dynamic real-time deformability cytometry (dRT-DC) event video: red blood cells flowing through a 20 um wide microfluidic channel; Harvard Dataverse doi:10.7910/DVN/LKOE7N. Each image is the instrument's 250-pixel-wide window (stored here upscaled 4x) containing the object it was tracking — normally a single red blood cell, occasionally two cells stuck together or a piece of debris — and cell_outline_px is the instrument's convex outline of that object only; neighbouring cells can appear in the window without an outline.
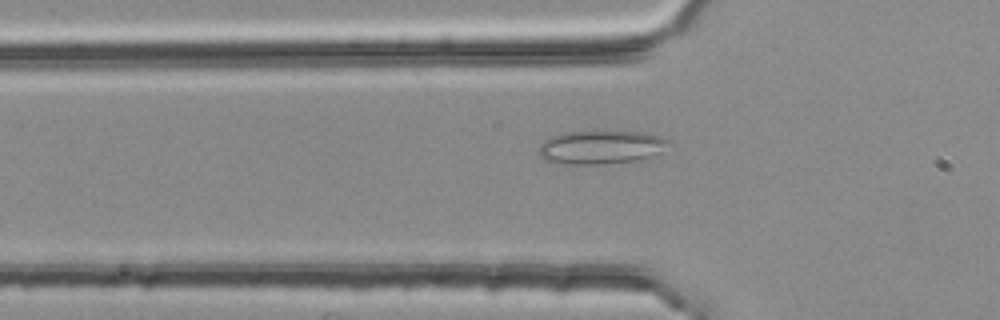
{"species": "common noctule bat (a hibernating species)", "species_latin": "Nyctalus noctula", "temperature_condition": "room temperature", "stored_images_in_passage": 4, "camera_frame_rate_fps": 3000, "um_per_image_px": 0.085, "animal": {"sex": "female", "body_mass_g": 25.1}, "frame": {"image": 1, "passage_image": 4, "time_ms": 1.0, "image_size_px": [1000, 320], "cell_outline_px": [[668, 140], [648, 156], [636, 160], [604, 164], [568, 164], [544, 160], [540, 156], [540, 148], [544, 140], [564, 132], [604, 128], [640, 132], [660, 136]], "centroid_in_image_um": [50.96, 12.46], "position_along_channel_um": 74.8, "area_um2": 25.32}}